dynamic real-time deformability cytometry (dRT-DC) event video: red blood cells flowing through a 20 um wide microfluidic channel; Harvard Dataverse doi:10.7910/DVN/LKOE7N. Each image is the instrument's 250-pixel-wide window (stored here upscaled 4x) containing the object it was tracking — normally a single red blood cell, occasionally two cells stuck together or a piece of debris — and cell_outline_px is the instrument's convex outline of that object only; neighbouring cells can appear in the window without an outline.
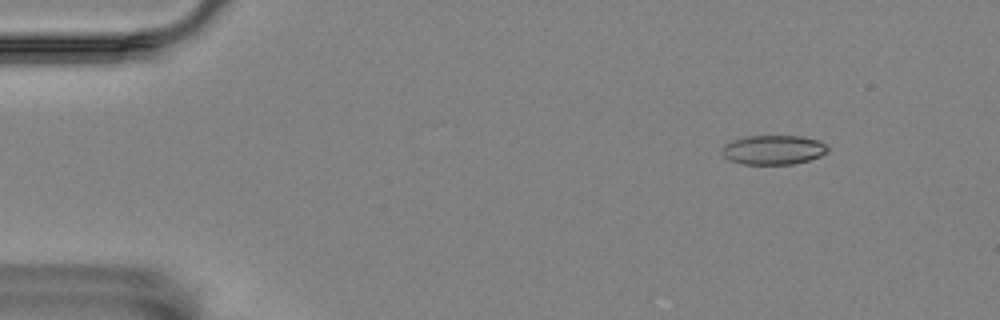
{"species": "Egyptian fruit bat (a non-hibernating species)", "species_latin": "Rousettus aegyptiacus", "temperature_condition": "room temperature", "stored_images_in_passage": 4, "camera_frame_rate_fps": 3000, "um_per_image_px": 0.085, "animal": {"sex": "female"}, "frame": {"image": 1, "passage_image": 1, "time_ms": 0.0, "image_size_px": [1000, 320], "cell_outline_px": [[828, 152], [820, 156], [808, 160], [792, 164], [740, 164], [728, 160], [724, 156], [724, 144], [732, 140], [748, 136], [800, 136], [820, 140], [828, 148]], "centroid_in_image_um": [65.75, 12.74], "position_along_channel_um": 19.3, "area_um2": 18.03}}